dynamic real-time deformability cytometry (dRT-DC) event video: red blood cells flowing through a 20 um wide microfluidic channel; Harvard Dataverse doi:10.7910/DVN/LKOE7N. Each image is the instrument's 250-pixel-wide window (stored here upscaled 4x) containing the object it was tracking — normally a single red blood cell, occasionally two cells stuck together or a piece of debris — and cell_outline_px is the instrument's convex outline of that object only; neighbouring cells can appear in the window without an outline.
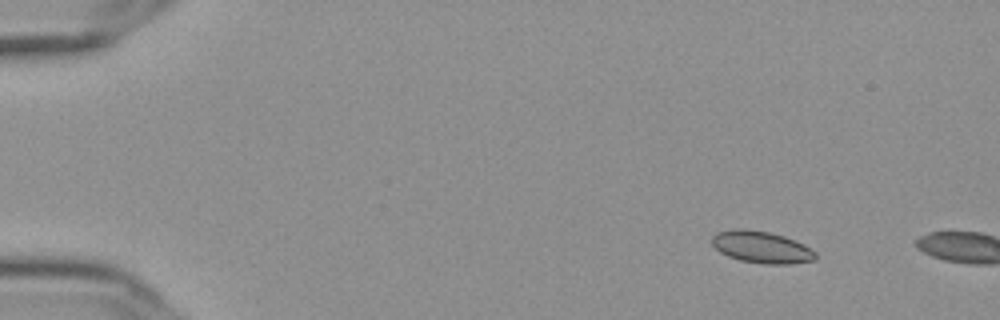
{"species": "Egyptian fruit bat (a non-hibernating species)", "species_latin": "Rousettus aegyptiacus", "temperature_condition": "cold", "stored_images_in_passage": 3, "camera_frame_rate_fps": 3000, "um_per_image_px": 0.085, "frame": {"image": 1, "passage_image": 1, "time_ms": 0.0, "image_size_px": [1000, 320], "cell_outline_px": [[816, 260], [788, 264], [764, 264], [740, 260], [728, 256], [720, 252], [712, 244], [712, 236], [716, 232], [732, 228], [740, 228], [768, 232], [784, 236], [804, 244], [816, 252]], "centroid_in_image_um": [64.72, 21.0], "position_along_channel_um": 20.3, "area_um2": 19.31}}